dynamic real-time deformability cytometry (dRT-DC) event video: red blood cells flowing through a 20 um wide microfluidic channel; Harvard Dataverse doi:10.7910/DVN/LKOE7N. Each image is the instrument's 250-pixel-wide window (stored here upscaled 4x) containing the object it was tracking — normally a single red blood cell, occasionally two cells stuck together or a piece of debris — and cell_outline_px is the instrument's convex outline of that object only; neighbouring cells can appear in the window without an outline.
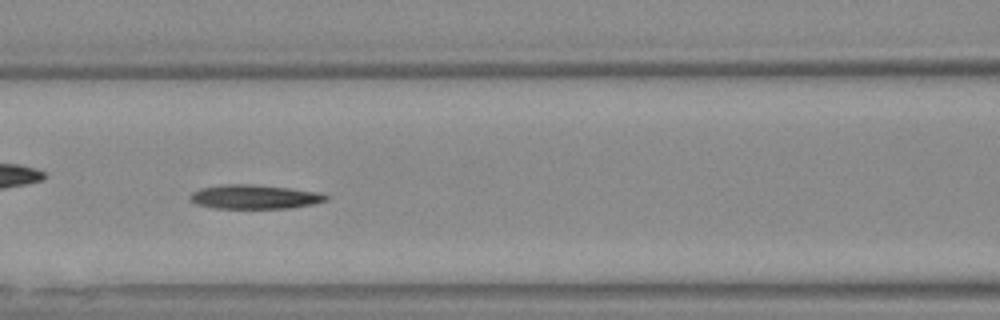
{"species": "Egyptian fruit bat (a non-hibernating species)", "species_latin": "Rousettus aegyptiacus", "temperature_condition": "warm", "stored_images_in_passage": 44, "camera_frame_rate_fps": 3000, "um_per_image_px": 0.085, "animal": {"sex": "female"}, "frame": {"image": 1, "passage_image": 13, "time_ms": 4.0, "image_size_px": [1000, 320], "cell_outline_px": [[328, 200], [312, 204], [288, 208], [216, 208], [196, 204], [188, 196], [192, 192], [200, 188], [224, 184], [252, 184], [324, 192], [328, 196]], "centroid_in_image_um": [21.66, 16.72], "position_along_channel_um": 144.9, "area_um2": 19.13}}
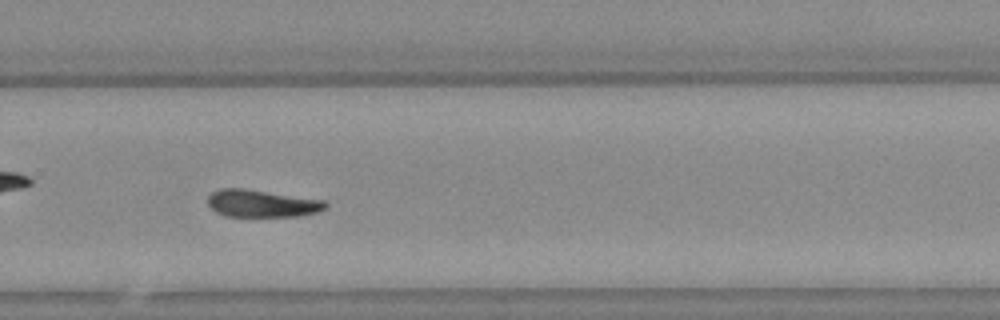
{"frame": {"image": 2, "passage_image": 26, "time_ms": 8.333, "image_size_px": [1000, 320], "cell_outline_px": [[328, 208], [320, 212], [300, 216], [224, 216], [216, 212], [208, 204], [208, 196], [212, 192], [220, 188], [244, 188], [324, 200], [328, 204]], "centroid_in_image_um": [22.29, 17.29], "position_along_channel_um": 307.5, "area_um2": 18.9}}
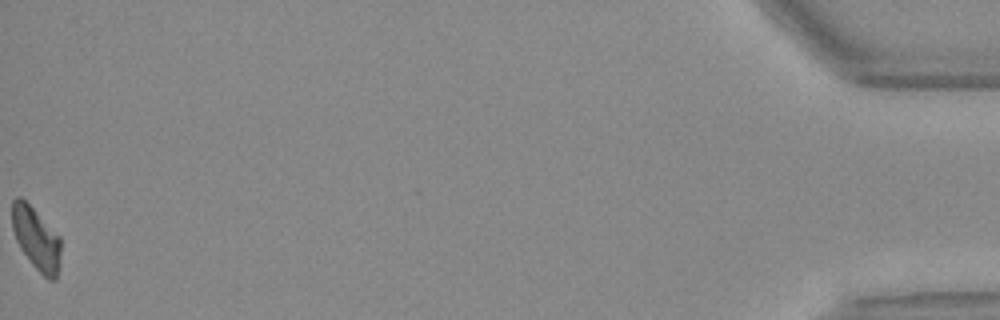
{"frame": {"image": 3, "passage_image": 44, "time_ms": 14.333, "image_size_px": [1000, 320], "cell_outline_px": [[60, 264], [56, 280], [48, 280], [32, 264], [20, 248], [16, 240], [12, 228], [12, 200], [16, 196], [20, 196], [60, 236]], "centroid_in_image_um": [3.08, 20.3], "position_along_channel_um": 432.1, "area_um2": 17.69}}